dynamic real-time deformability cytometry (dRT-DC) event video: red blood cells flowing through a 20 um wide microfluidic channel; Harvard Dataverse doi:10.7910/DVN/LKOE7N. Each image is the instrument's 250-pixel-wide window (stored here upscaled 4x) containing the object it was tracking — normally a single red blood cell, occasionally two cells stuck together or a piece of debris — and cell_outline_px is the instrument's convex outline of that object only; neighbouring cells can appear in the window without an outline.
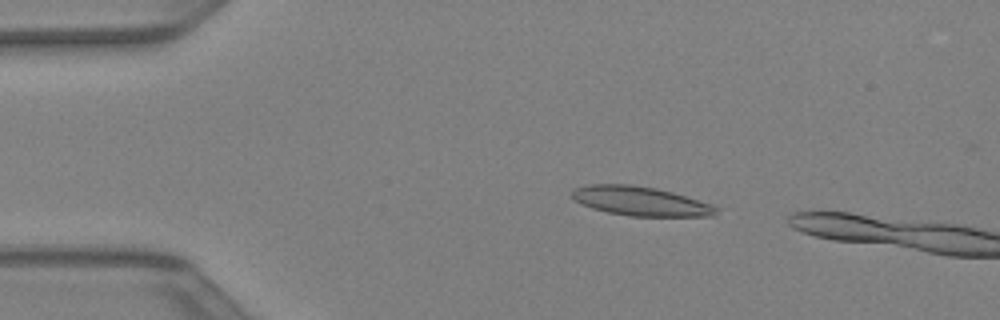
{"species": "Egyptian fruit bat (a non-hibernating species)", "species_latin": "Rousettus aegyptiacus", "temperature_condition": "warm", "stored_images_in_passage": 21, "camera_frame_rate_fps": 3000, "um_per_image_px": 0.085, "animal": {"sex": "female"}, "frame": {"image": 1, "passage_image": 6, "time_ms": 1.667, "image_size_px": [1000, 320], "cell_outline_px": [[720, 208], [712, 216], [628, 216], [608, 212], [592, 208], [572, 200], [572, 192], [576, 188], [588, 184], [628, 184], [656, 188], [672, 192], [712, 204]], "centroid_in_image_um": [54.43, 17.1], "position_along_channel_um": 30.6, "area_um2": 24.51}}
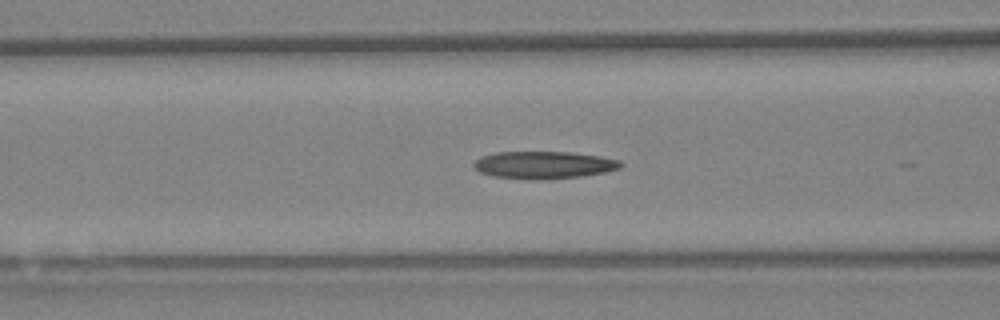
{"frame": {"image": 2, "passage_image": 15, "time_ms": 4.667, "image_size_px": [1000, 320], "cell_outline_px": [[624, 164], [620, 168], [604, 172], [580, 176], [540, 180], [536, 180], [492, 176], [480, 172], [472, 164], [480, 156], [496, 152], [568, 152], [600, 156], [620, 160]], "centroid_in_image_um": [46.21, 14.02], "position_along_channel_um": 120.4, "area_um2": 23.41}}
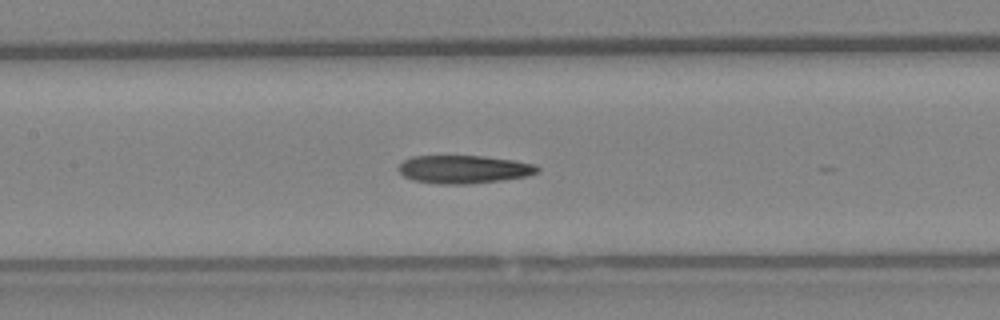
{"frame": {"image": 3, "passage_image": 18, "time_ms": 5.667, "image_size_px": [1000, 320], "cell_outline_px": [[540, 168], [536, 172], [528, 176], [500, 180], [468, 184], [440, 184], [412, 180], [404, 176], [400, 172], [400, 164], [404, 160], [412, 156], [484, 156], [512, 160], [536, 164]], "centroid_in_image_um": [39.43, 14.39], "position_along_channel_um": 168.0, "area_um2": 22.6}}